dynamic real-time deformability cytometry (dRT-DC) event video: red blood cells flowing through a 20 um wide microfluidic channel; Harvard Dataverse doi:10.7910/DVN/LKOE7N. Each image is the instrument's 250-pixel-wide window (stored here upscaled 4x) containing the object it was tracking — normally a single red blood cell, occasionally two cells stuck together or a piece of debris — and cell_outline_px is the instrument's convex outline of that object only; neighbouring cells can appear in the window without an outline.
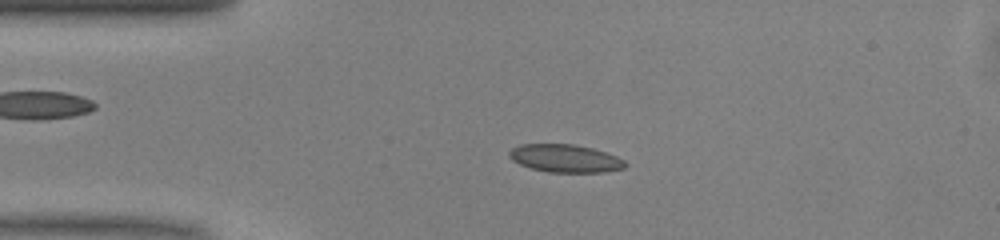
{"species": "common noctule bat (a hibernating species)", "species_latin": "Nyctalus noctula", "temperature_condition": "warm", "stored_images_in_passage": 49, "camera_frame_rate_fps": 3000, "um_per_image_px": 0.085, "animal": {"sex": "male", "body_mass_g": 13.0, "forearm_length_mm": 53.1}, "frame": {"image": 1, "passage_image": 10, "time_ms": 3.0, "image_size_px": [1000, 240], "cell_outline_px": [[628, 164], [624, 168], [604, 172], [548, 172], [532, 168], [520, 164], [512, 160], [508, 156], [508, 152], [512, 148], [520, 144], [576, 144], [592, 148], [616, 156], [624, 160]], "centroid_in_image_um": [48.03, 13.46], "position_along_channel_um": 37.0, "area_um2": 18.84}}
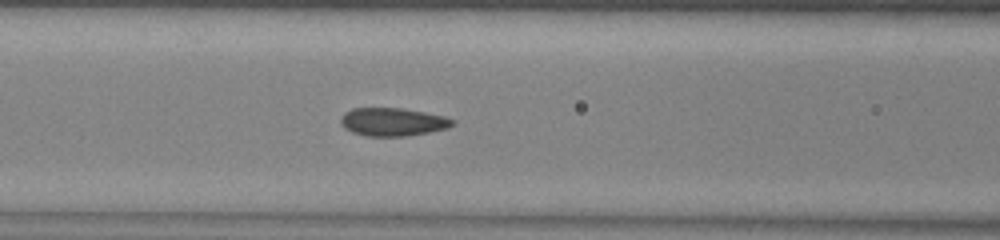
{"frame": {"image": 2, "passage_image": 19, "time_ms": 6.0, "image_size_px": [1000, 240], "cell_outline_px": [[456, 124], [448, 128], [408, 136], [368, 136], [352, 132], [344, 128], [340, 124], [340, 116], [344, 112], [352, 108], [400, 108], [424, 112], [444, 116], [456, 120]], "centroid_in_image_um": [33.38, 10.36], "position_along_channel_um": 133.2, "area_um2": 18.5}}
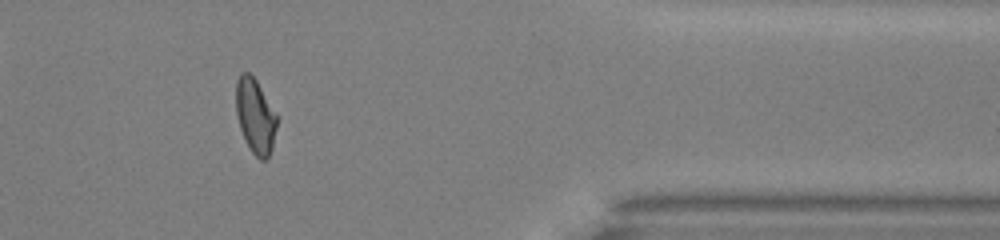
{"frame": {"image": 3, "passage_image": 40, "time_ms": 13.0, "image_size_px": [1000, 240], "cell_outline_px": [[276, 128], [272, 148], [268, 160], [260, 160], [252, 152], [244, 140], [240, 128], [236, 112], [236, 80], [240, 72], [248, 72], [256, 80], [276, 116]], "centroid_in_image_um": [21.67, 9.89], "position_along_channel_um": 389.7, "area_um2": 17.57}, "authors_computed_cell_mechanics": {"area_um2": 18.3226, "velocity_mm_per_s": 4.0832, "shape_relaxation_time_tau1_ms": 10.0618, "shape_relaxation_time_tau2_ms": 1.2908, "deformation_change_tau1": 0.1964, "deformation_change_tau2": 0.049}}